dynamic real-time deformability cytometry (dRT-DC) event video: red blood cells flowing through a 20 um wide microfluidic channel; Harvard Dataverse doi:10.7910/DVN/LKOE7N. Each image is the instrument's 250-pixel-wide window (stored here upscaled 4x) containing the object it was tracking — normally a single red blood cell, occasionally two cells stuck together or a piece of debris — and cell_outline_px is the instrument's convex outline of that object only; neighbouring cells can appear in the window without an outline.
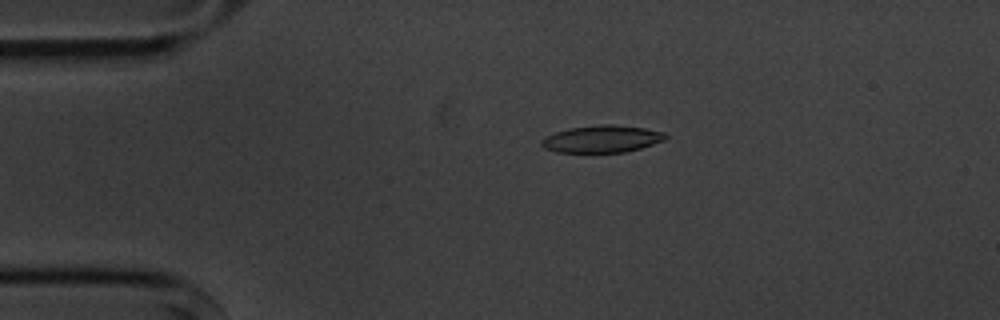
{"species": "common noctule bat (a hibernating species)", "species_latin": "Nyctalus noctula", "temperature_condition": "cold", "stored_images_in_passage": 4, "camera_frame_rate_fps": 3000, "um_per_image_px": 0.085, "animal": {"sex": "male", "body_mass_g": 20.1, "forearm_length_mm": 53.5}, "frame": {"image": 1, "passage_image": 3, "time_ms": 3.0, "image_size_px": [1000, 320], "cell_outline_px": [[668, 136], [664, 140], [640, 148], [624, 152], [556, 152], [544, 148], [540, 144], [540, 140], [556, 132], [572, 128], [600, 124], [612, 124], [644, 128], [664, 132]], "centroid_in_image_um": [51.16, 11.81], "position_along_channel_um": 33.8, "area_um2": 19.42}}